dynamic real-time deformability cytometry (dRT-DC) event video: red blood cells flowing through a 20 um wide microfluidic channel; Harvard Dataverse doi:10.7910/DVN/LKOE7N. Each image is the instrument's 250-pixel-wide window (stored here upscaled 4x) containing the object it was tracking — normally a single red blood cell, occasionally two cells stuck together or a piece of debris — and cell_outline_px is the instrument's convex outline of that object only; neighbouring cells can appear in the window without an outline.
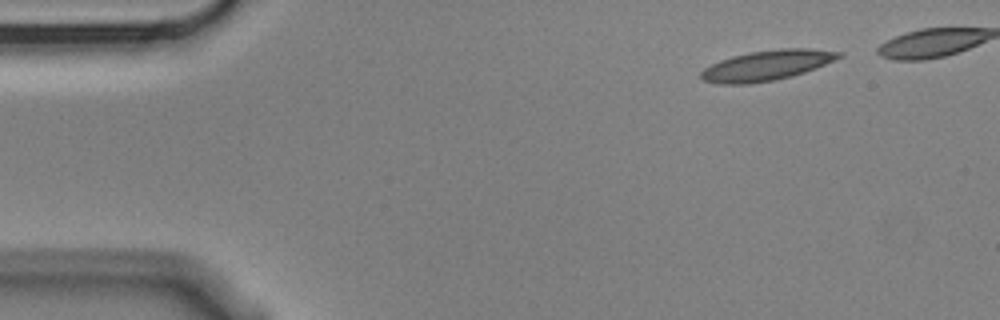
{"species": "Egyptian fruit bat (a non-hibernating species)", "species_latin": "Rousettus aegyptiacus", "temperature_condition": "cold", "stored_images_in_passage": 5, "camera_frame_rate_fps": 3000, "um_per_image_px": 0.085, "animal": {"sex": "male"}, "frame": {"image": 1, "passage_image": 1, "time_ms": 0.0, "image_size_px": [1000, 320], "cell_outline_px": [[844, 56], [816, 68], [792, 76], [776, 80], [748, 84], [716, 84], [704, 80], [700, 76], [700, 72], [704, 68], [720, 60], [732, 56], [748, 52], [780, 48], [808, 48], [844, 52]], "centroid_in_image_um": [65.2, 5.55], "position_along_channel_um": 19.8, "area_um2": 24.45}}